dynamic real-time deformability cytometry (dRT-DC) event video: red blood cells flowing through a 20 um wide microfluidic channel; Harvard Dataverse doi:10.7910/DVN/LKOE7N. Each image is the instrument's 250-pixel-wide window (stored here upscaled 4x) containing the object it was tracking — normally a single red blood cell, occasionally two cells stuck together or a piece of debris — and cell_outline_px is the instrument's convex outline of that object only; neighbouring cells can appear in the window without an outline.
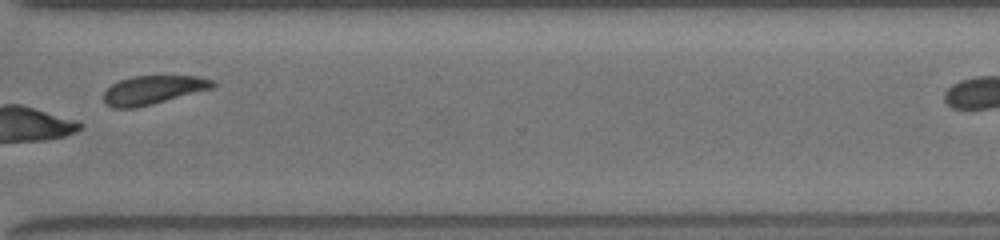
{"species": "common noctule bat (a hibernating species)", "species_latin": "Nyctalus noctula", "temperature_condition": "room temperature", "stored_images_in_passage": 59, "camera_frame_rate_fps": 3000, "um_per_image_px": 0.085, "animal": {"sex": "female", "body_mass_g": 19.5, "forearm_length_mm": 54.1}, "frame": {"image": 1, "passage_image": 54, "time_ms": 13.333, "image_size_px": [1000, 240], "cell_outline_px": [[216, 88], [136, 108], [112, 108], [104, 104], [104, 92], [112, 84], [120, 80], [132, 76], [200, 76], [212, 80], [216, 84]], "centroid_in_image_um": [13.03, 7.65], "position_along_channel_um": 357.6, "area_um2": 18.44}}